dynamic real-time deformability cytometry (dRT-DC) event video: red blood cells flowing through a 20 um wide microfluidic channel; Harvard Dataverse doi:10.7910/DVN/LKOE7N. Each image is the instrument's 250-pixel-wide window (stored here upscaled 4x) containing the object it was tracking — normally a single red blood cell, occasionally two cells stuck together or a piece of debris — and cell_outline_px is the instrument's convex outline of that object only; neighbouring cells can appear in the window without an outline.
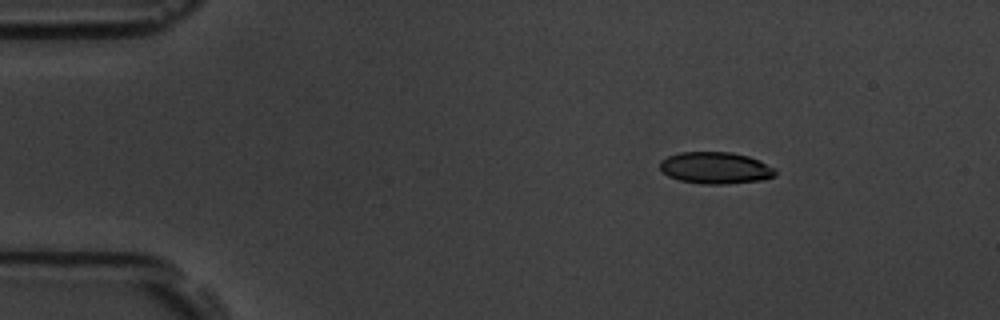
{"species": "common noctule bat (a hibernating species)", "species_latin": "Nyctalus noctula", "temperature_condition": "room temperature", "stored_images_in_passage": 7, "camera_frame_rate_fps": 3000, "um_per_image_px": 0.085, "animal": {"sex": "male", "body_mass_g": 19.5, "forearm_length_mm": 54.6}, "frame": {"image": 1, "passage_image": 2, "time_ms": 1.333, "image_size_px": [1000, 320], "cell_outline_px": [[776, 176], [764, 180], [728, 184], [700, 184], [680, 180], [668, 176], [660, 168], [660, 160], [668, 156], [680, 152], [732, 152], [748, 156], [760, 160], [776, 168]], "centroid_in_image_um": [60.86, 14.27], "position_along_channel_um": 24.1, "area_um2": 21.62}}
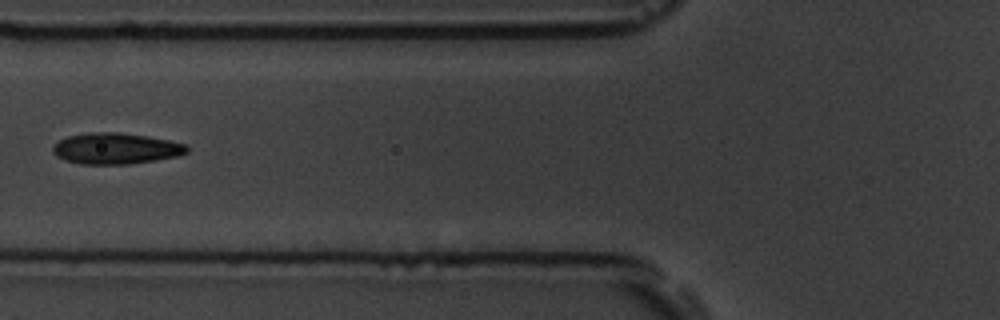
{"frame": {"image": 2, "passage_image": 6, "time_ms": 6.0, "image_size_px": [1000, 320], "cell_outline_px": [[188, 152], [180, 156], [156, 160], [128, 164], [80, 164], [64, 160], [56, 156], [52, 152], [52, 148], [60, 140], [68, 136], [88, 132], [116, 132], [148, 136], [188, 144]], "centroid_in_image_um": [9.86, 12.62], "position_along_channel_um": 115.9, "area_um2": 24.45}}
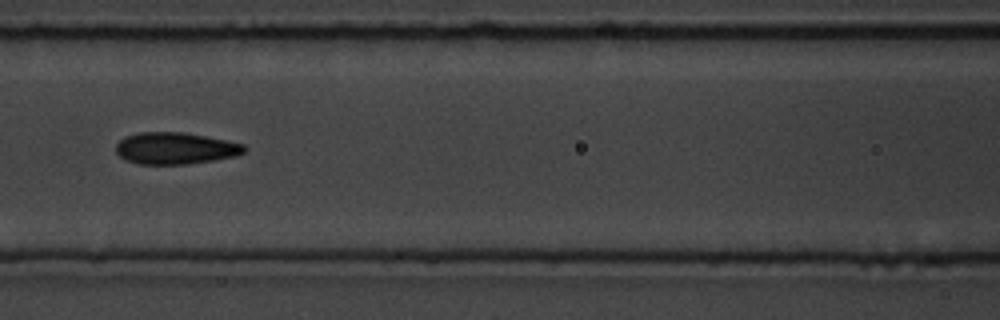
{"frame": {"image": 3, "passage_image": 7, "time_ms": 7.0, "image_size_px": [1000, 320], "cell_outline_px": [[248, 148], [244, 152], [236, 156], [188, 164], [140, 164], [124, 160], [116, 152], [116, 144], [124, 136], [140, 132], [184, 132], [228, 140], [244, 144]], "centroid_in_image_um": [14.91, 12.6], "position_along_channel_um": 151.7, "area_um2": 23.93}}